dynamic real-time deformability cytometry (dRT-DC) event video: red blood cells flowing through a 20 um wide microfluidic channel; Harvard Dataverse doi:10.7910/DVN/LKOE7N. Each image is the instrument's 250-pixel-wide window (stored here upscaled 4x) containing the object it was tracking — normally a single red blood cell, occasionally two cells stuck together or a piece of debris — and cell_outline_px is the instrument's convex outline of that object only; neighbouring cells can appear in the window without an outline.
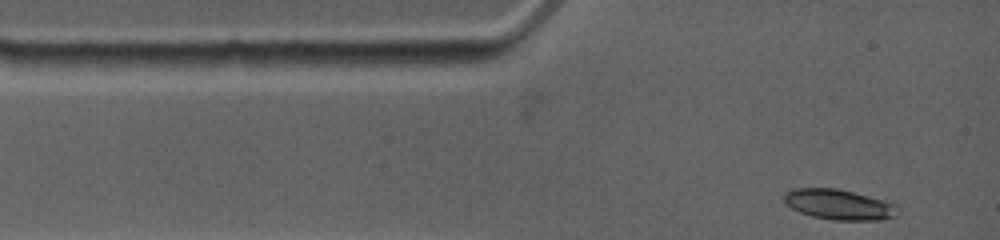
{"species": "common noctule bat (a hibernating species)", "species_latin": "Nyctalus noctula", "temperature_condition": "warm", "stored_images_in_passage": 30, "camera_frame_rate_fps": 4500, "um_per_image_px": 0.085, "animal": {"sex": "female", "body_mass_g": 19.0, "forearm_length_mm": 53.3}, "frame": {"image": 1, "passage_image": 1, "time_ms": 0.0, "image_size_px": [1000, 240], "cell_outline_px": [[896, 216], [880, 220], [832, 220], [812, 216], [800, 212], [784, 204], [784, 192], [796, 188], [836, 188], [892, 200], [896, 204]], "centroid_in_image_um": [71.34, 17.37], "position_along_channel_um": 13.7, "area_um2": 20.46}}
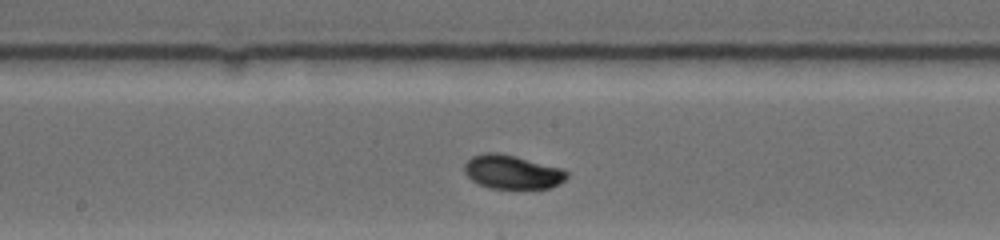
{"frame": {"image": 2, "passage_image": 18, "time_ms": 5.778, "image_size_px": [1000, 240], "cell_outline_px": [[568, 176], [560, 184], [552, 188], [488, 188], [472, 180], [464, 172], [464, 164], [472, 156], [484, 152], [496, 152], [516, 156], [560, 168], [568, 172]], "centroid_in_image_um": [43.53, 14.62], "position_along_channel_um": 204.7, "area_um2": 20.17}}
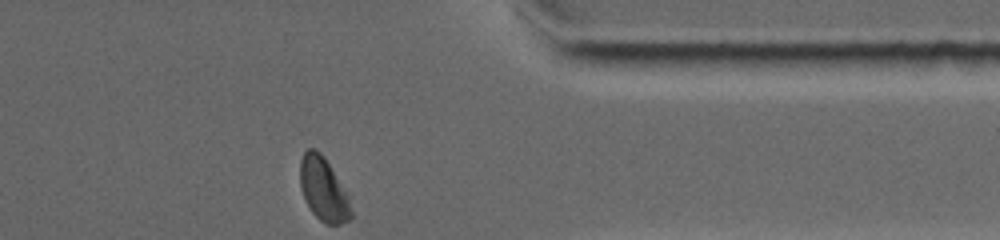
{"frame": {"image": 3, "passage_image": 30, "time_ms": 10.889, "image_size_px": [1000, 240], "cell_outline_px": [[352, 216], [348, 220], [340, 224], [328, 224], [320, 220], [312, 212], [300, 188], [300, 160], [304, 152], [308, 148], [316, 148], [324, 156], [348, 196], [352, 212]], "centroid_in_image_um": [27.48, 16.07], "position_along_channel_um": 383.9, "area_um2": 18.61}, "authors_computed_cell_mechanics": {"area_um2": 19.8254, "velocity_mm_per_s": 3.7527, "shape_relaxation_time_tau1_ms": 4.2437, "shape_relaxation_time_tau2_ms": 1.4989, "deformation_change_tau1": 0.1575, "deformation_change_tau2": 0.0347}}